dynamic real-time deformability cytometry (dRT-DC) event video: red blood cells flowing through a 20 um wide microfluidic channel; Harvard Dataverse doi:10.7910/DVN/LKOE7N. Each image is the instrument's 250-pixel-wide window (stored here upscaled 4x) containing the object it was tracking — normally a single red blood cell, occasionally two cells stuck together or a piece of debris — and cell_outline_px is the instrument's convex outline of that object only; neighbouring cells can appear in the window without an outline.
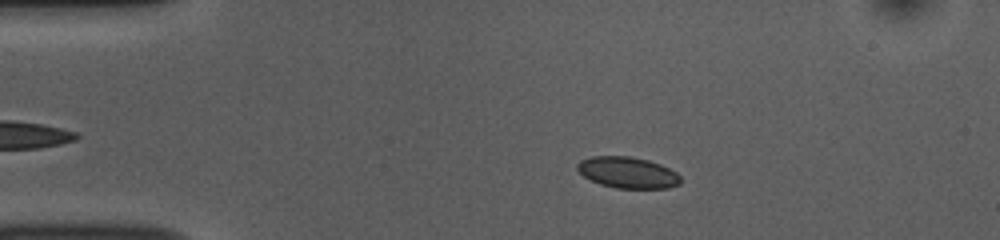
{"species": "common noctule bat (a hibernating species)", "species_latin": "Nyctalus noctula", "temperature_condition": "room temperature", "stored_images_in_passage": 45, "camera_frame_rate_fps": 3000, "um_per_image_px": 0.085, "animal": {"sex": "female", "body_mass_g": 10.0, "forearm_length_mm": 53.1}, "frame": {"image": 1, "passage_image": 9, "time_ms": 2.667, "image_size_px": [1000, 240], "cell_outline_px": [[680, 184], [668, 188], [616, 188], [600, 184], [584, 176], [576, 168], [576, 164], [580, 160], [592, 156], [628, 156], [648, 160], [660, 164], [676, 172], [680, 176]], "centroid_in_image_um": [53.34, 14.66], "position_along_channel_um": 31.7, "area_um2": 18.73}}
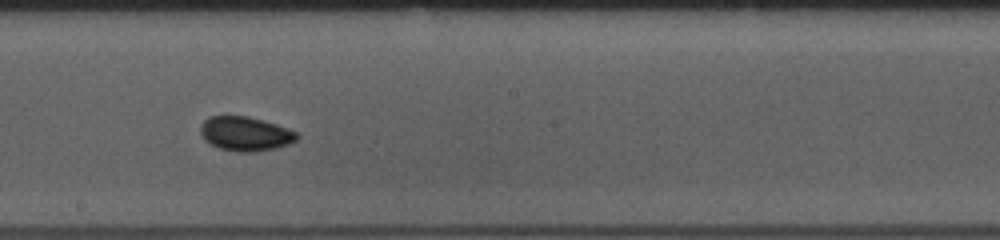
{"frame": {"image": 2, "passage_image": 28, "time_ms": 9.0, "image_size_px": [1000, 240], "cell_outline_px": [[300, 136], [296, 140], [288, 144], [276, 148], [256, 152], [236, 152], [220, 148], [204, 140], [200, 132], [200, 124], [208, 116], [224, 112], [248, 116], [264, 120], [288, 128], [296, 132]], "centroid_in_image_um": [20.81, 11.32], "position_along_channel_um": 227.4, "area_um2": 20.0}}
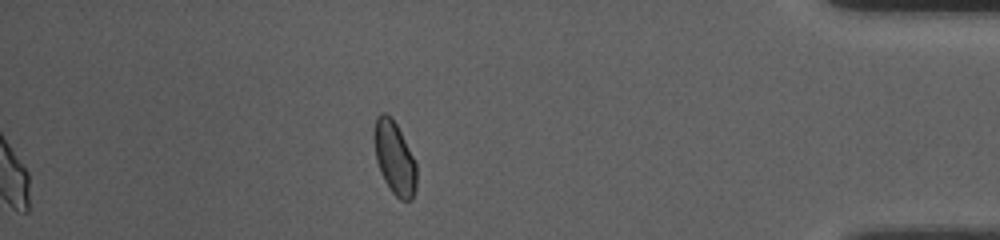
{"frame": {"image": 3, "passage_image": 45, "time_ms": 14.667, "image_size_px": [1000, 240], "cell_outline_px": [[416, 188], [412, 200], [400, 200], [392, 192], [384, 180], [380, 172], [376, 160], [376, 116], [380, 112], [384, 112], [392, 116], [416, 164]], "centroid_in_image_um": [33.55, 13.46], "position_along_channel_um": 401.6, "area_um2": 17.51}, "authors_computed_cell_mechanics": {"area_um2": 18.7272, "velocity_mm_per_s": 3.7957, "shape_relaxation_time_tau1_ms": null, "shape_relaxation_time_tau2_ms": 2.6805, "deformation_change_tau1": null, "deformation_change_tau2": 0.0556}}